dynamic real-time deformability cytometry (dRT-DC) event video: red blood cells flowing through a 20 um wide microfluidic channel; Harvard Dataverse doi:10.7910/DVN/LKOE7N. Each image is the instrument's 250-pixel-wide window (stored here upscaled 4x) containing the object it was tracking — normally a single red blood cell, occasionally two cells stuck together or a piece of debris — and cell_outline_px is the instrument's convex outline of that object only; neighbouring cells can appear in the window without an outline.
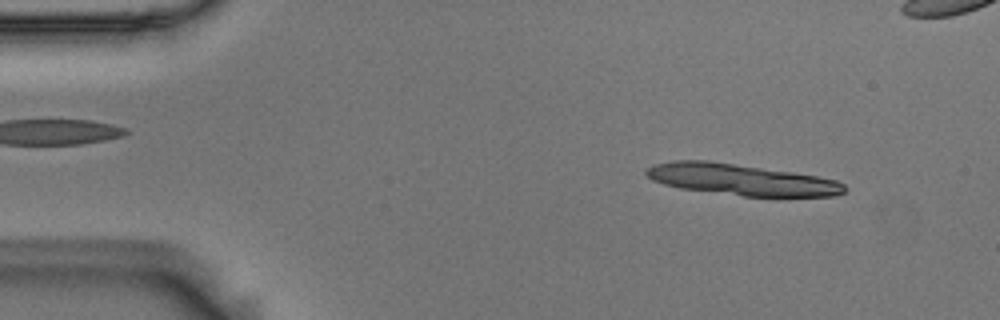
{"species": "Egyptian fruit bat (a non-hibernating species)", "species_latin": "Rousettus aegyptiacus", "temperature_condition": "room temperature", "stored_images_in_passage": 12, "camera_frame_rate_fps": 3000, "um_per_image_px": 0.085, "animal": {"sex": "male"}, "frame": {"image": 1, "passage_image": 4, "time_ms": 1.0, "image_size_px": [1000, 320], "cell_outline_px": [[848, 188], [844, 192], [836, 196], [744, 196], [680, 188], [664, 184], [652, 180], [644, 172], [644, 168], [656, 164], [672, 160], [708, 160], [792, 172], [816, 176], [836, 180], [844, 184]], "centroid_in_image_um": [62.98, 15.26], "position_along_channel_um": 22.0, "area_um2": 35.95}}